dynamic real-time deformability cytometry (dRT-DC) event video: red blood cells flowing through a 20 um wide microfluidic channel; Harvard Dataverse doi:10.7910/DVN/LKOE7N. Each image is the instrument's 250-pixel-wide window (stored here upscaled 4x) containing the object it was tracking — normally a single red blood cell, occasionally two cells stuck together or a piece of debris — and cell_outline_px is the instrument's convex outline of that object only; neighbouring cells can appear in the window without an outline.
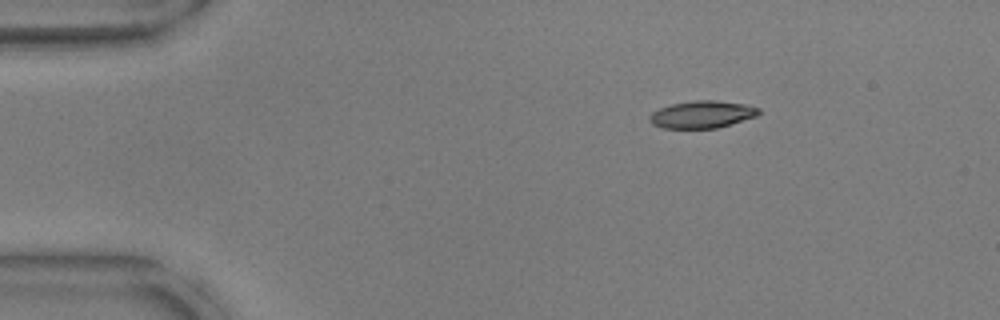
{"species": "common noctule bat (a hibernating species)", "species_latin": "Nyctalus noctula", "temperature_condition": "warm", "stored_images_in_passage": 46, "camera_frame_rate_fps": 3000, "um_per_image_px": 0.085, "animal": {"sex": "male", "body_mass_g": 17.9, "forearm_length_mm": 54.2}, "frame": {"image": 1, "passage_image": 1, "time_ms": 0.0, "image_size_px": [1000, 320], "cell_outline_px": [[760, 112], [756, 116], [716, 128], [664, 128], [652, 124], [648, 120], [648, 116], [652, 112], [660, 108], [672, 104], [696, 100], [716, 100], [744, 104], [760, 108]], "centroid_in_image_um": [59.65, 9.72], "position_along_channel_um": 25.4, "area_um2": 17.22}}
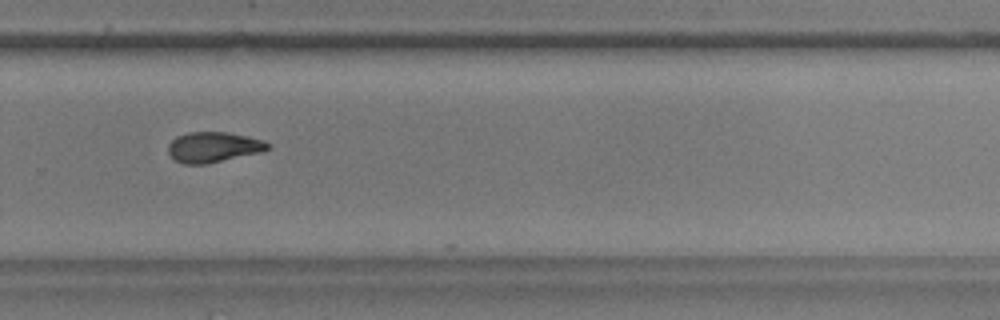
{"frame": {"image": 2, "passage_image": 29, "time_ms": 9.333, "image_size_px": [1000, 320], "cell_outline_px": [[268, 148], [260, 152], [204, 164], [184, 164], [176, 160], [168, 152], [168, 144], [176, 136], [188, 132], [228, 132], [248, 136], [260, 140], [268, 144]], "centroid_in_image_um": [18.08, 12.49], "position_along_channel_um": 311.7, "area_um2": 17.28}}
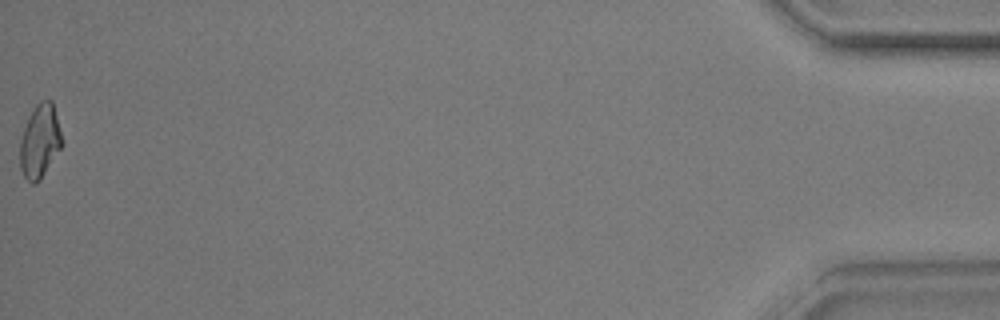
{"frame": {"image": 3, "passage_image": 46, "time_ms": 15.0, "image_size_px": [1000, 320], "cell_outline_px": [[64, 144], [40, 180], [36, 184], [32, 184], [24, 176], [20, 168], [20, 140], [28, 116], [36, 104], [40, 100], [52, 100], [64, 140]], "centroid_in_image_um": [3.41, 12.0], "position_along_channel_um": 431.8, "area_um2": 18.26}, "authors_computed_cell_mechanics": {"area_um2": 18.1781, "velocity_mm_per_s": 3.801, "shape_relaxation_time_tau1_ms": null, "shape_relaxation_time_tau2_ms": 6.2615, "deformation_change_tau1": null, "deformation_change_tau2": 0.1352}}